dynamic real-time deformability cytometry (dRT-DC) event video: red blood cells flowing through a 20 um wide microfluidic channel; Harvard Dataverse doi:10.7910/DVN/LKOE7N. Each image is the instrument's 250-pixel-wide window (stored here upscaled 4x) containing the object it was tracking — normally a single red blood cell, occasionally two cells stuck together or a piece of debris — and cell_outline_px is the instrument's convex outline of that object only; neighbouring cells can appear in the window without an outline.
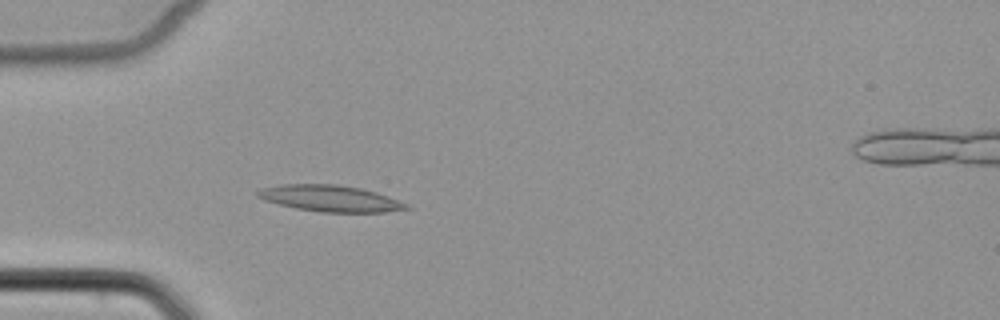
{"species": "common noctule bat (a hibernating species)", "species_latin": "Nyctalus noctula", "temperature_condition": "cold", "stored_images_in_passage": 4, "camera_frame_rate_fps": 3000, "um_per_image_px": 0.085, "animal": {"sex": "female", "body_mass_g": 22.7, "forearm_length_mm": 54.2}, "frame": {"image": 1, "passage_image": 4, "time_ms": 3.667, "image_size_px": [1000, 320], "cell_outline_px": [[412, 208], [384, 212], [320, 212], [296, 208], [264, 200], [256, 196], [256, 192], [260, 188], [280, 184], [336, 184], [360, 188], [376, 192], [388, 196], [408, 204]], "centroid_in_image_um": [28.05, 16.86], "position_along_channel_um": 56.9, "area_um2": 22.83}}